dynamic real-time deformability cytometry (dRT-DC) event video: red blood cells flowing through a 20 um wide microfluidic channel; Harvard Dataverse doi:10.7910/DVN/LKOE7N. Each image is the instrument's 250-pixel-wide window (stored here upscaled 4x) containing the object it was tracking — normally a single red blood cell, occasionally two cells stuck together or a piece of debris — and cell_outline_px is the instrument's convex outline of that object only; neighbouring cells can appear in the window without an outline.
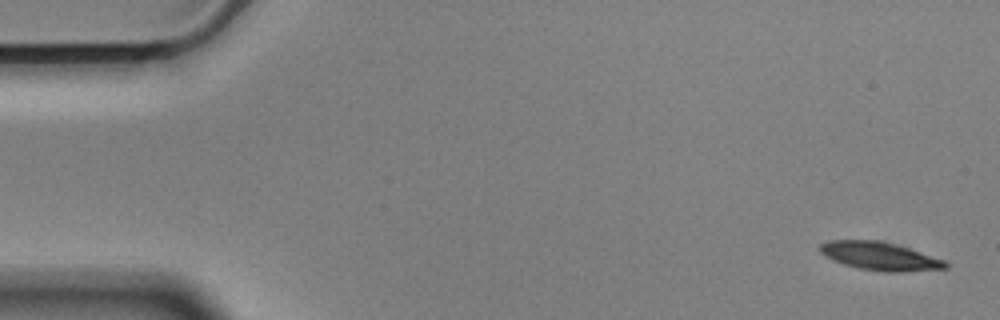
{"species": "Egyptian fruit bat (a non-hibernating species)", "species_latin": "Rousettus aegyptiacus", "temperature_condition": "cold", "stored_images_in_passage": 55, "camera_frame_rate_fps": 3000, "um_per_image_px": 0.085, "animal": {"sex": "male"}, "frame": {"image": 1, "passage_image": 1, "time_ms": 0.0, "image_size_px": [1000, 320], "cell_outline_px": [[948, 268], [904, 272], [884, 272], [860, 268], [844, 264], [832, 260], [824, 256], [820, 252], [820, 244], [828, 240], [880, 240], [896, 244], [944, 260], [948, 264]], "centroid_in_image_um": [74.76, 21.77], "position_along_channel_um": 10.2, "area_um2": 20.58}}
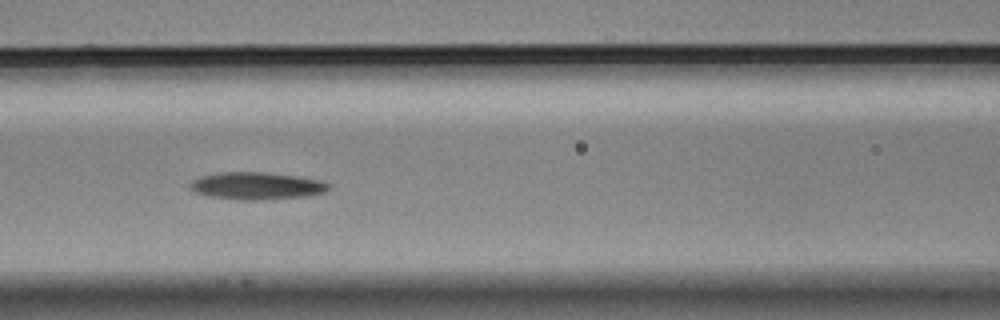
{"frame": {"image": 2, "passage_image": 23, "time_ms": 7.333, "image_size_px": [1000, 320], "cell_outline_px": [[332, 184], [324, 192], [304, 196], [260, 200], [240, 200], [208, 196], [196, 192], [188, 184], [192, 180], [200, 176], [216, 172], [264, 172], [300, 176], [320, 180]], "centroid_in_image_um": [21.8, 15.78], "position_along_channel_um": 144.8, "area_um2": 22.14}}
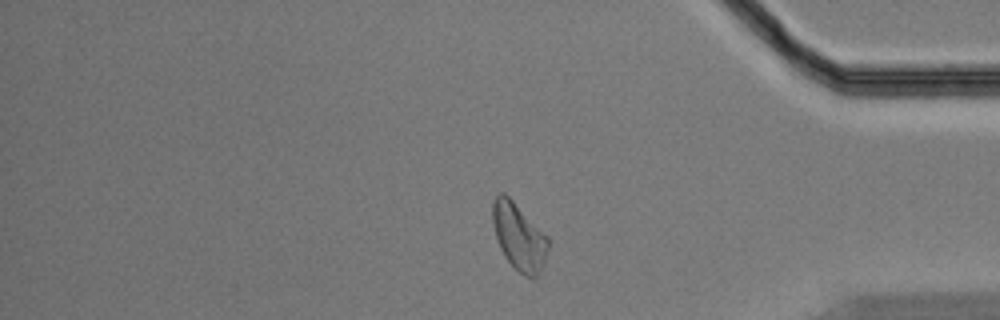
{"frame": {"image": 3, "passage_image": 46, "time_ms": 15.0, "image_size_px": [1000, 320], "cell_outline_px": [[548, 248], [544, 264], [540, 272], [536, 276], [524, 276], [504, 256], [496, 240], [492, 224], [492, 200], [500, 192], [504, 192], [548, 236]], "centroid_in_image_um": [44.09, 20.09], "position_along_channel_um": 391.1, "area_um2": 21.56}, "authors_computed_cell_mechanics": {"area_um2": 21.2126, "velocity_mm_per_s": 3.5233, "shape_relaxation_time_tau1_ms": 6.3092, "shape_relaxation_time_tau2_ms": null, "deformation_change_tau1": 0.1659, "deformation_change_tau2": null}}